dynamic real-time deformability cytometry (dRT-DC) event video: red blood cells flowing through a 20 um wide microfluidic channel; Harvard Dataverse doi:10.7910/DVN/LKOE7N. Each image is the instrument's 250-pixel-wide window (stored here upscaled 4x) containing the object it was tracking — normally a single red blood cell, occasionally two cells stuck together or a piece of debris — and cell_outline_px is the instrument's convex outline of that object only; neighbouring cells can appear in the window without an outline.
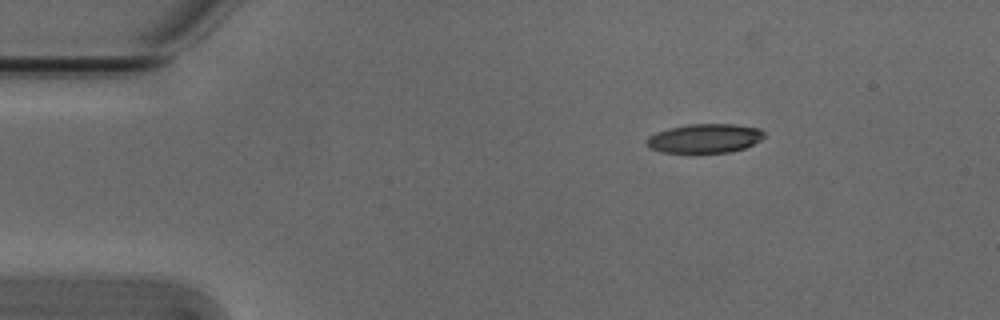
{"species": "Egyptian fruit bat (a non-hibernating species)", "species_latin": "Rousettus aegyptiacus", "temperature_condition": "cold", "stored_images_in_passage": 2, "camera_frame_rate_fps": 3000, "um_per_image_px": 0.085, "animal": {"sex": "male"}, "frame": {"image": 1, "passage_image": 1, "time_ms": 0.0, "image_size_px": [1000, 320], "cell_outline_px": [[764, 136], [760, 140], [744, 148], [728, 152], [660, 152], [648, 148], [644, 144], [644, 140], [648, 136], [656, 132], [668, 128], [688, 124], [736, 124], [760, 128], [764, 132]], "centroid_in_image_um": [59.84, 11.75], "position_along_channel_um": 25.2, "area_um2": 20.06}}